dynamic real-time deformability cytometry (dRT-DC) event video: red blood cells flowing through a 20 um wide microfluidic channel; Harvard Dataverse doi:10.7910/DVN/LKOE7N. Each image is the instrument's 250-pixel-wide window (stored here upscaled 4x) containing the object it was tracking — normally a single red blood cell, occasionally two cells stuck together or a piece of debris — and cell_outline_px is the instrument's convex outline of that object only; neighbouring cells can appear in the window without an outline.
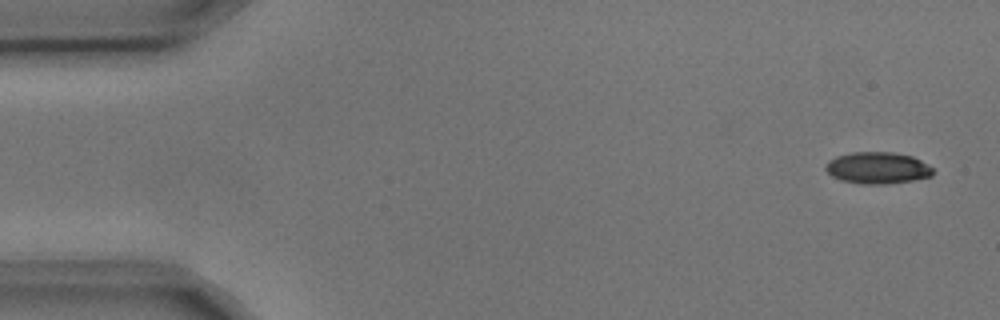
{"species": "common noctule bat (a hibernating species)", "species_latin": "Nyctalus noctula", "temperature_condition": "cold", "stored_images_in_passage": 6, "camera_frame_rate_fps": 3000, "um_per_image_px": 0.085, "animal": {"sex": "male", "body_mass_g": 17.9, "forearm_length_mm": 54.2}, "frame": {"image": 1, "passage_image": 1, "time_ms": 0.0, "image_size_px": [1000, 320], "cell_outline_px": [[932, 176], [912, 180], [888, 184], [860, 184], [840, 180], [832, 176], [824, 168], [828, 160], [836, 156], [852, 152], [892, 152], [912, 156], [920, 160], [932, 168]], "centroid_in_image_um": [74.55, 14.27], "position_along_channel_um": 10.4, "area_um2": 19.83}}
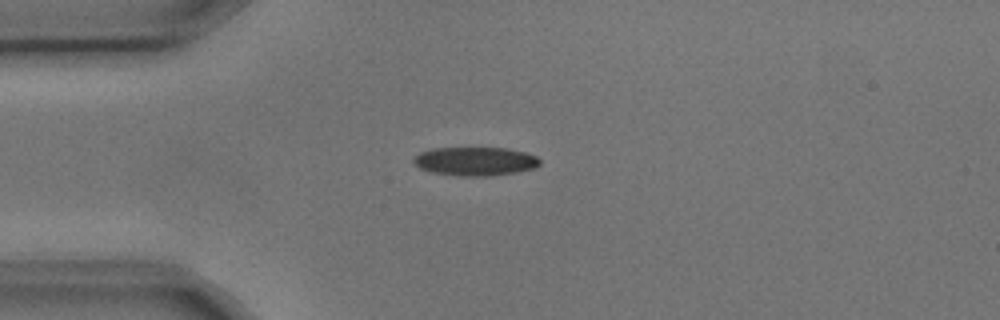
{"frame": {"image": 2, "passage_image": 4, "time_ms": 1.0, "image_size_px": [1000, 320], "cell_outline_px": [[540, 164], [536, 168], [516, 172], [492, 176], [460, 176], [432, 172], [420, 168], [412, 160], [420, 152], [432, 148], [508, 148], [524, 152], [536, 156], [540, 160]], "centroid_in_image_um": [40.42, 13.71], "position_along_channel_um": 44.6, "area_um2": 21.1}}
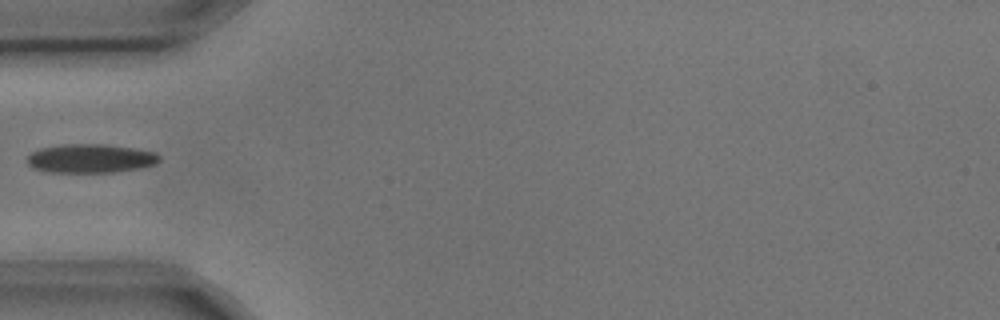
{"frame": {"image": 3, "passage_image": 5, "time_ms": 1.333, "image_size_px": [1000, 320], "cell_outline_px": [[160, 160], [156, 164], [140, 168], [116, 172], [48, 172], [32, 168], [28, 164], [28, 156], [32, 152], [40, 148], [64, 144], [104, 144], [132, 148], [156, 152], [160, 156]], "centroid_in_image_um": [7.71, 13.47], "position_along_channel_um": 77.3, "area_um2": 22.25}}